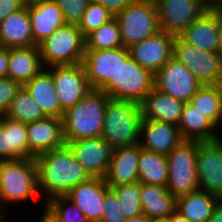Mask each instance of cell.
Wrapping results in <instances>:
<instances>
[{
	"instance_id": "1",
	"label": "cell",
	"mask_w": 222,
	"mask_h": 222,
	"mask_svg": "<svg viewBox=\"0 0 222 222\" xmlns=\"http://www.w3.org/2000/svg\"><path fill=\"white\" fill-rule=\"evenodd\" d=\"M38 189L46 201L52 197L65 196L78 184L91 176L74 158L67 144L35 157ZM48 198V199H47Z\"/></svg>"
},
{
	"instance_id": "2",
	"label": "cell",
	"mask_w": 222,
	"mask_h": 222,
	"mask_svg": "<svg viewBox=\"0 0 222 222\" xmlns=\"http://www.w3.org/2000/svg\"><path fill=\"white\" fill-rule=\"evenodd\" d=\"M109 99L103 90L91 89L74 106L66 109L62 117L64 142L101 137Z\"/></svg>"
},
{
	"instance_id": "3",
	"label": "cell",
	"mask_w": 222,
	"mask_h": 222,
	"mask_svg": "<svg viewBox=\"0 0 222 222\" xmlns=\"http://www.w3.org/2000/svg\"><path fill=\"white\" fill-rule=\"evenodd\" d=\"M38 196L40 191L35 158L0 161V208L4 212L7 203L31 201Z\"/></svg>"
},
{
	"instance_id": "4",
	"label": "cell",
	"mask_w": 222,
	"mask_h": 222,
	"mask_svg": "<svg viewBox=\"0 0 222 222\" xmlns=\"http://www.w3.org/2000/svg\"><path fill=\"white\" fill-rule=\"evenodd\" d=\"M143 121L140 104L109 99L105 114L102 138L114 148L139 143Z\"/></svg>"
},
{
	"instance_id": "5",
	"label": "cell",
	"mask_w": 222,
	"mask_h": 222,
	"mask_svg": "<svg viewBox=\"0 0 222 222\" xmlns=\"http://www.w3.org/2000/svg\"><path fill=\"white\" fill-rule=\"evenodd\" d=\"M43 67L83 63L85 36L77 25L66 24L38 45Z\"/></svg>"
},
{
	"instance_id": "6",
	"label": "cell",
	"mask_w": 222,
	"mask_h": 222,
	"mask_svg": "<svg viewBox=\"0 0 222 222\" xmlns=\"http://www.w3.org/2000/svg\"><path fill=\"white\" fill-rule=\"evenodd\" d=\"M153 88L154 74L129 56L121 62L115 78H111L101 90L110 99L140 104Z\"/></svg>"
},
{
	"instance_id": "7",
	"label": "cell",
	"mask_w": 222,
	"mask_h": 222,
	"mask_svg": "<svg viewBox=\"0 0 222 222\" xmlns=\"http://www.w3.org/2000/svg\"><path fill=\"white\" fill-rule=\"evenodd\" d=\"M115 18L127 49L160 31L154 0H134Z\"/></svg>"
},
{
	"instance_id": "8",
	"label": "cell",
	"mask_w": 222,
	"mask_h": 222,
	"mask_svg": "<svg viewBox=\"0 0 222 222\" xmlns=\"http://www.w3.org/2000/svg\"><path fill=\"white\" fill-rule=\"evenodd\" d=\"M166 157L168 160L166 188L169 193L177 198L198 191L197 141L183 140Z\"/></svg>"
},
{
	"instance_id": "9",
	"label": "cell",
	"mask_w": 222,
	"mask_h": 222,
	"mask_svg": "<svg viewBox=\"0 0 222 222\" xmlns=\"http://www.w3.org/2000/svg\"><path fill=\"white\" fill-rule=\"evenodd\" d=\"M173 57L185 65L201 84L222 85V58L218 52L201 50L176 36Z\"/></svg>"
},
{
	"instance_id": "10",
	"label": "cell",
	"mask_w": 222,
	"mask_h": 222,
	"mask_svg": "<svg viewBox=\"0 0 222 222\" xmlns=\"http://www.w3.org/2000/svg\"><path fill=\"white\" fill-rule=\"evenodd\" d=\"M159 30L179 36L212 4L210 0H154Z\"/></svg>"
},
{
	"instance_id": "11",
	"label": "cell",
	"mask_w": 222,
	"mask_h": 222,
	"mask_svg": "<svg viewBox=\"0 0 222 222\" xmlns=\"http://www.w3.org/2000/svg\"><path fill=\"white\" fill-rule=\"evenodd\" d=\"M202 85L191 71L174 57L154 74V87L157 90L184 103H188Z\"/></svg>"
},
{
	"instance_id": "12",
	"label": "cell",
	"mask_w": 222,
	"mask_h": 222,
	"mask_svg": "<svg viewBox=\"0 0 222 222\" xmlns=\"http://www.w3.org/2000/svg\"><path fill=\"white\" fill-rule=\"evenodd\" d=\"M46 69L52 75L59 104L64 111L74 106L92 89L83 63L50 66Z\"/></svg>"
},
{
	"instance_id": "13",
	"label": "cell",
	"mask_w": 222,
	"mask_h": 222,
	"mask_svg": "<svg viewBox=\"0 0 222 222\" xmlns=\"http://www.w3.org/2000/svg\"><path fill=\"white\" fill-rule=\"evenodd\" d=\"M130 56L126 47L85 50L83 65L92 89L101 90L111 78H115L121 62Z\"/></svg>"
},
{
	"instance_id": "14",
	"label": "cell",
	"mask_w": 222,
	"mask_h": 222,
	"mask_svg": "<svg viewBox=\"0 0 222 222\" xmlns=\"http://www.w3.org/2000/svg\"><path fill=\"white\" fill-rule=\"evenodd\" d=\"M65 144L91 177H105L115 149L108 140L102 137L84 138Z\"/></svg>"
},
{
	"instance_id": "15",
	"label": "cell",
	"mask_w": 222,
	"mask_h": 222,
	"mask_svg": "<svg viewBox=\"0 0 222 222\" xmlns=\"http://www.w3.org/2000/svg\"><path fill=\"white\" fill-rule=\"evenodd\" d=\"M196 170L199 190L222 199V149L215 141H197Z\"/></svg>"
},
{
	"instance_id": "16",
	"label": "cell",
	"mask_w": 222,
	"mask_h": 222,
	"mask_svg": "<svg viewBox=\"0 0 222 222\" xmlns=\"http://www.w3.org/2000/svg\"><path fill=\"white\" fill-rule=\"evenodd\" d=\"M175 35L159 31L128 48L130 57L155 74L173 57Z\"/></svg>"
},
{
	"instance_id": "17",
	"label": "cell",
	"mask_w": 222,
	"mask_h": 222,
	"mask_svg": "<svg viewBox=\"0 0 222 222\" xmlns=\"http://www.w3.org/2000/svg\"><path fill=\"white\" fill-rule=\"evenodd\" d=\"M109 188L104 178L91 177L72 188L65 196L80 208L89 222H100Z\"/></svg>"
},
{
	"instance_id": "18",
	"label": "cell",
	"mask_w": 222,
	"mask_h": 222,
	"mask_svg": "<svg viewBox=\"0 0 222 222\" xmlns=\"http://www.w3.org/2000/svg\"><path fill=\"white\" fill-rule=\"evenodd\" d=\"M27 140L29 158H35L43 153L59 148L65 144L62 119L46 116L27 124Z\"/></svg>"
},
{
	"instance_id": "19",
	"label": "cell",
	"mask_w": 222,
	"mask_h": 222,
	"mask_svg": "<svg viewBox=\"0 0 222 222\" xmlns=\"http://www.w3.org/2000/svg\"><path fill=\"white\" fill-rule=\"evenodd\" d=\"M28 13L36 46L67 24L61 8L53 0L28 1Z\"/></svg>"
},
{
	"instance_id": "20",
	"label": "cell",
	"mask_w": 222,
	"mask_h": 222,
	"mask_svg": "<svg viewBox=\"0 0 222 222\" xmlns=\"http://www.w3.org/2000/svg\"><path fill=\"white\" fill-rule=\"evenodd\" d=\"M179 37L201 50L218 52V5L212 4Z\"/></svg>"
},
{
	"instance_id": "21",
	"label": "cell",
	"mask_w": 222,
	"mask_h": 222,
	"mask_svg": "<svg viewBox=\"0 0 222 222\" xmlns=\"http://www.w3.org/2000/svg\"><path fill=\"white\" fill-rule=\"evenodd\" d=\"M182 141L177 125L143 119L139 140L143 149L167 155Z\"/></svg>"
},
{
	"instance_id": "22",
	"label": "cell",
	"mask_w": 222,
	"mask_h": 222,
	"mask_svg": "<svg viewBox=\"0 0 222 222\" xmlns=\"http://www.w3.org/2000/svg\"><path fill=\"white\" fill-rule=\"evenodd\" d=\"M139 143L114 149L108 171L104 177L107 185L138 182Z\"/></svg>"
},
{
	"instance_id": "23",
	"label": "cell",
	"mask_w": 222,
	"mask_h": 222,
	"mask_svg": "<svg viewBox=\"0 0 222 222\" xmlns=\"http://www.w3.org/2000/svg\"><path fill=\"white\" fill-rule=\"evenodd\" d=\"M0 46L6 48L36 46L33 42L28 2L22 9L10 14L0 23Z\"/></svg>"
},
{
	"instance_id": "24",
	"label": "cell",
	"mask_w": 222,
	"mask_h": 222,
	"mask_svg": "<svg viewBox=\"0 0 222 222\" xmlns=\"http://www.w3.org/2000/svg\"><path fill=\"white\" fill-rule=\"evenodd\" d=\"M185 103L164 94L155 87L140 103L144 120H155L178 125Z\"/></svg>"
},
{
	"instance_id": "25",
	"label": "cell",
	"mask_w": 222,
	"mask_h": 222,
	"mask_svg": "<svg viewBox=\"0 0 222 222\" xmlns=\"http://www.w3.org/2000/svg\"><path fill=\"white\" fill-rule=\"evenodd\" d=\"M43 68L38 46L8 48L7 77L19 82L22 86Z\"/></svg>"
},
{
	"instance_id": "26",
	"label": "cell",
	"mask_w": 222,
	"mask_h": 222,
	"mask_svg": "<svg viewBox=\"0 0 222 222\" xmlns=\"http://www.w3.org/2000/svg\"><path fill=\"white\" fill-rule=\"evenodd\" d=\"M23 87L32 96L37 105L41 108L46 116L61 118L64 110L59 104L51 73L43 68Z\"/></svg>"
},
{
	"instance_id": "27",
	"label": "cell",
	"mask_w": 222,
	"mask_h": 222,
	"mask_svg": "<svg viewBox=\"0 0 222 222\" xmlns=\"http://www.w3.org/2000/svg\"><path fill=\"white\" fill-rule=\"evenodd\" d=\"M177 126L183 140L214 141L219 135V128L190 103H185Z\"/></svg>"
},
{
	"instance_id": "28",
	"label": "cell",
	"mask_w": 222,
	"mask_h": 222,
	"mask_svg": "<svg viewBox=\"0 0 222 222\" xmlns=\"http://www.w3.org/2000/svg\"><path fill=\"white\" fill-rule=\"evenodd\" d=\"M219 200L216 195L198 190L177 197L176 211L190 222H209Z\"/></svg>"
},
{
	"instance_id": "29",
	"label": "cell",
	"mask_w": 222,
	"mask_h": 222,
	"mask_svg": "<svg viewBox=\"0 0 222 222\" xmlns=\"http://www.w3.org/2000/svg\"><path fill=\"white\" fill-rule=\"evenodd\" d=\"M141 205L148 218L167 217L176 210L177 198L164 186L141 183Z\"/></svg>"
},
{
	"instance_id": "30",
	"label": "cell",
	"mask_w": 222,
	"mask_h": 222,
	"mask_svg": "<svg viewBox=\"0 0 222 222\" xmlns=\"http://www.w3.org/2000/svg\"><path fill=\"white\" fill-rule=\"evenodd\" d=\"M138 182L166 187L168 182L166 155L145 150L139 144Z\"/></svg>"
},
{
	"instance_id": "31",
	"label": "cell",
	"mask_w": 222,
	"mask_h": 222,
	"mask_svg": "<svg viewBox=\"0 0 222 222\" xmlns=\"http://www.w3.org/2000/svg\"><path fill=\"white\" fill-rule=\"evenodd\" d=\"M188 103L218 128L222 126V85H202Z\"/></svg>"
},
{
	"instance_id": "32",
	"label": "cell",
	"mask_w": 222,
	"mask_h": 222,
	"mask_svg": "<svg viewBox=\"0 0 222 222\" xmlns=\"http://www.w3.org/2000/svg\"><path fill=\"white\" fill-rule=\"evenodd\" d=\"M4 116L26 124L46 117L41 108L23 86L11 101L9 109Z\"/></svg>"
},
{
	"instance_id": "33",
	"label": "cell",
	"mask_w": 222,
	"mask_h": 222,
	"mask_svg": "<svg viewBox=\"0 0 222 222\" xmlns=\"http://www.w3.org/2000/svg\"><path fill=\"white\" fill-rule=\"evenodd\" d=\"M122 46L121 33L115 17L85 36V50H105Z\"/></svg>"
},
{
	"instance_id": "34",
	"label": "cell",
	"mask_w": 222,
	"mask_h": 222,
	"mask_svg": "<svg viewBox=\"0 0 222 222\" xmlns=\"http://www.w3.org/2000/svg\"><path fill=\"white\" fill-rule=\"evenodd\" d=\"M4 130L8 132L9 160L29 158L27 124L0 116Z\"/></svg>"
},
{
	"instance_id": "35",
	"label": "cell",
	"mask_w": 222,
	"mask_h": 222,
	"mask_svg": "<svg viewBox=\"0 0 222 222\" xmlns=\"http://www.w3.org/2000/svg\"><path fill=\"white\" fill-rule=\"evenodd\" d=\"M117 195L125 218L143 214L141 205V183L108 185Z\"/></svg>"
},
{
	"instance_id": "36",
	"label": "cell",
	"mask_w": 222,
	"mask_h": 222,
	"mask_svg": "<svg viewBox=\"0 0 222 222\" xmlns=\"http://www.w3.org/2000/svg\"><path fill=\"white\" fill-rule=\"evenodd\" d=\"M46 205L61 222H89L80 208L66 196H56L45 201Z\"/></svg>"
},
{
	"instance_id": "37",
	"label": "cell",
	"mask_w": 222,
	"mask_h": 222,
	"mask_svg": "<svg viewBox=\"0 0 222 222\" xmlns=\"http://www.w3.org/2000/svg\"><path fill=\"white\" fill-rule=\"evenodd\" d=\"M113 18L114 16L108 9L91 0L77 26L82 34L86 36Z\"/></svg>"
},
{
	"instance_id": "38",
	"label": "cell",
	"mask_w": 222,
	"mask_h": 222,
	"mask_svg": "<svg viewBox=\"0 0 222 222\" xmlns=\"http://www.w3.org/2000/svg\"><path fill=\"white\" fill-rule=\"evenodd\" d=\"M62 10L67 24L78 25L91 0H53Z\"/></svg>"
},
{
	"instance_id": "39",
	"label": "cell",
	"mask_w": 222,
	"mask_h": 222,
	"mask_svg": "<svg viewBox=\"0 0 222 222\" xmlns=\"http://www.w3.org/2000/svg\"><path fill=\"white\" fill-rule=\"evenodd\" d=\"M125 219L117 195L109 188L106 191L103 215L100 222H124Z\"/></svg>"
},
{
	"instance_id": "40",
	"label": "cell",
	"mask_w": 222,
	"mask_h": 222,
	"mask_svg": "<svg viewBox=\"0 0 222 222\" xmlns=\"http://www.w3.org/2000/svg\"><path fill=\"white\" fill-rule=\"evenodd\" d=\"M22 85L9 78H0V116H4Z\"/></svg>"
},
{
	"instance_id": "41",
	"label": "cell",
	"mask_w": 222,
	"mask_h": 222,
	"mask_svg": "<svg viewBox=\"0 0 222 222\" xmlns=\"http://www.w3.org/2000/svg\"><path fill=\"white\" fill-rule=\"evenodd\" d=\"M26 3L25 0H0V23L10 14L22 9Z\"/></svg>"
},
{
	"instance_id": "42",
	"label": "cell",
	"mask_w": 222,
	"mask_h": 222,
	"mask_svg": "<svg viewBox=\"0 0 222 222\" xmlns=\"http://www.w3.org/2000/svg\"><path fill=\"white\" fill-rule=\"evenodd\" d=\"M104 6L115 17L118 13L123 11L134 0H92Z\"/></svg>"
},
{
	"instance_id": "43",
	"label": "cell",
	"mask_w": 222,
	"mask_h": 222,
	"mask_svg": "<svg viewBox=\"0 0 222 222\" xmlns=\"http://www.w3.org/2000/svg\"><path fill=\"white\" fill-rule=\"evenodd\" d=\"M9 160V140L8 132L4 130L0 122V161Z\"/></svg>"
},
{
	"instance_id": "44",
	"label": "cell",
	"mask_w": 222,
	"mask_h": 222,
	"mask_svg": "<svg viewBox=\"0 0 222 222\" xmlns=\"http://www.w3.org/2000/svg\"><path fill=\"white\" fill-rule=\"evenodd\" d=\"M8 48L0 46V78L7 77Z\"/></svg>"
},
{
	"instance_id": "45",
	"label": "cell",
	"mask_w": 222,
	"mask_h": 222,
	"mask_svg": "<svg viewBox=\"0 0 222 222\" xmlns=\"http://www.w3.org/2000/svg\"><path fill=\"white\" fill-rule=\"evenodd\" d=\"M218 53L222 58V7L218 5Z\"/></svg>"
},
{
	"instance_id": "46",
	"label": "cell",
	"mask_w": 222,
	"mask_h": 222,
	"mask_svg": "<svg viewBox=\"0 0 222 222\" xmlns=\"http://www.w3.org/2000/svg\"><path fill=\"white\" fill-rule=\"evenodd\" d=\"M209 222H222V199L216 204Z\"/></svg>"
},
{
	"instance_id": "47",
	"label": "cell",
	"mask_w": 222,
	"mask_h": 222,
	"mask_svg": "<svg viewBox=\"0 0 222 222\" xmlns=\"http://www.w3.org/2000/svg\"><path fill=\"white\" fill-rule=\"evenodd\" d=\"M44 206L45 210H43L44 213L39 222H61L46 205Z\"/></svg>"
},
{
	"instance_id": "48",
	"label": "cell",
	"mask_w": 222,
	"mask_h": 222,
	"mask_svg": "<svg viewBox=\"0 0 222 222\" xmlns=\"http://www.w3.org/2000/svg\"><path fill=\"white\" fill-rule=\"evenodd\" d=\"M170 222H190L176 210L170 215Z\"/></svg>"
},
{
	"instance_id": "49",
	"label": "cell",
	"mask_w": 222,
	"mask_h": 222,
	"mask_svg": "<svg viewBox=\"0 0 222 222\" xmlns=\"http://www.w3.org/2000/svg\"><path fill=\"white\" fill-rule=\"evenodd\" d=\"M149 218L145 214L126 218L124 222H148Z\"/></svg>"
},
{
	"instance_id": "50",
	"label": "cell",
	"mask_w": 222,
	"mask_h": 222,
	"mask_svg": "<svg viewBox=\"0 0 222 222\" xmlns=\"http://www.w3.org/2000/svg\"><path fill=\"white\" fill-rule=\"evenodd\" d=\"M148 222H170V216L149 218Z\"/></svg>"
},
{
	"instance_id": "51",
	"label": "cell",
	"mask_w": 222,
	"mask_h": 222,
	"mask_svg": "<svg viewBox=\"0 0 222 222\" xmlns=\"http://www.w3.org/2000/svg\"><path fill=\"white\" fill-rule=\"evenodd\" d=\"M221 135V136H220ZM222 149V133H219V135L214 140Z\"/></svg>"
},
{
	"instance_id": "52",
	"label": "cell",
	"mask_w": 222,
	"mask_h": 222,
	"mask_svg": "<svg viewBox=\"0 0 222 222\" xmlns=\"http://www.w3.org/2000/svg\"><path fill=\"white\" fill-rule=\"evenodd\" d=\"M4 213V211L0 208V222H4L5 220H4V217H5V213Z\"/></svg>"
},
{
	"instance_id": "53",
	"label": "cell",
	"mask_w": 222,
	"mask_h": 222,
	"mask_svg": "<svg viewBox=\"0 0 222 222\" xmlns=\"http://www.w3.org/2000/svg\"><path fill=\"white\" fill-rule=\"evenodd\" d=\"M211 4L220 5L222 0H210Z\"/></svg>"
}]
</instances>
